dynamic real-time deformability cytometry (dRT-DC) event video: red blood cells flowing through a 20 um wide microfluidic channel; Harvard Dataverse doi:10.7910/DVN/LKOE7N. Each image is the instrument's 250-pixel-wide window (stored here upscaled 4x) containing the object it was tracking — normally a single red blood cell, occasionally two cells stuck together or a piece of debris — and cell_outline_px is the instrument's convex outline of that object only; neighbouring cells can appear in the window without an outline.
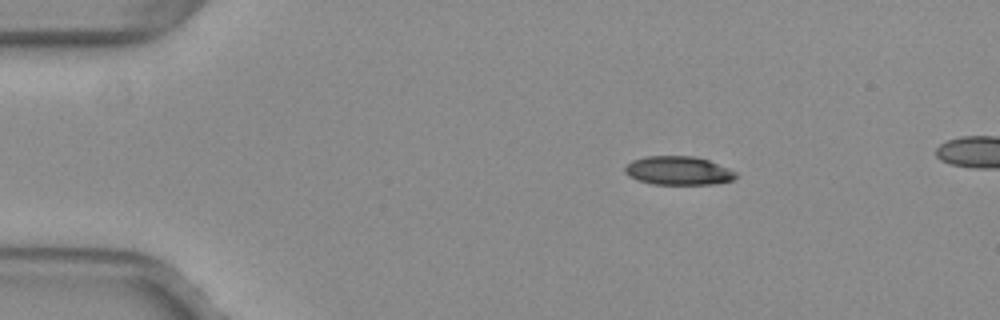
{"species": "common noctule bat (a hibernating species)", "species_latin": "Nyctalus noctula", "temperature_condition": "warm", "stored_images_in_passage": 50, "camera_frame_rate_fps": 3000, "um_per_image_px": 0.085, "animal": {"sex": "female", "body_mass_g": 29.2, "forearm_length_mm": 56.3}, "frame": {"image": 1, "passage_image": 8, "time_ms": 2.333, "image_size_px": [1000, 320], "cell_outline_px": [[736, 176], [732, 180], [712, 184], [652, 184], [636, 180], [628, 176], [624, 172], [624, 168], [632, 160], [648, 156], [696, 156], [708, 160], [728, 168], [736, 172]], "centroid_in_image_um": [57.62, 14.5], "position_along_channel_um": 27.4, "area_um2": 18.5}}
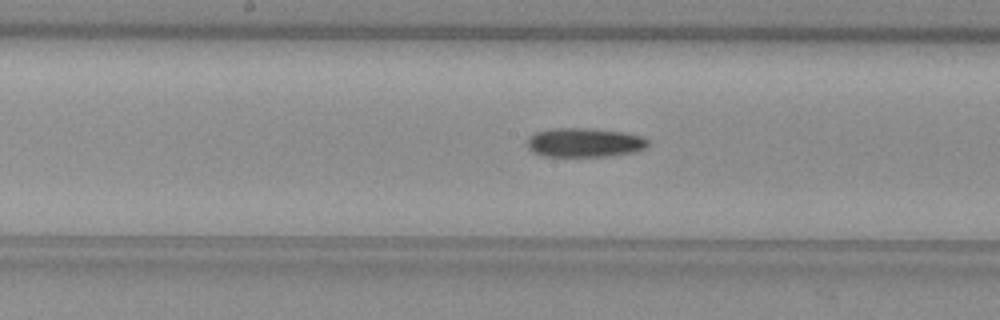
{"frame": {"image": 2, "passage_image": 26, "time_ms": 8.333, "image_size_px": [1000, 320], "cell_outline_px": [[648, 144], [644, 148], [632, 152], [612, 156], [540, 156], [532, 152], [528, 148], [528, 136], [536, 132], [548, 128], [588, 128], [624, 132], [640, 136], [648, 140]], "centroid_in_image_um": [49.63, 12.11], "position_along_channel_um": 198.6, "area_um2": 20.58}}
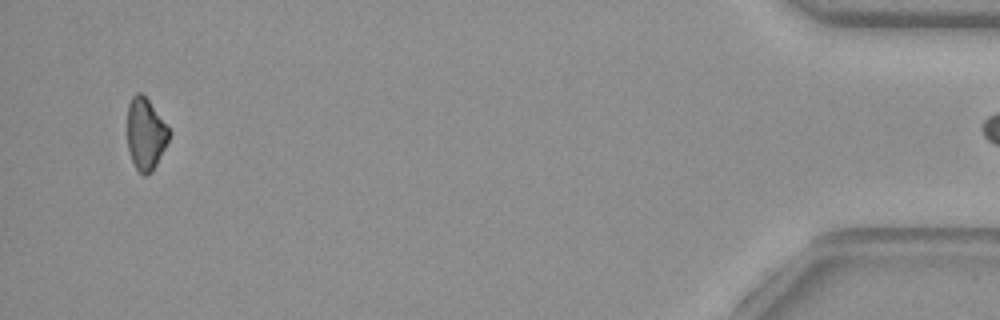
{"frame": {"image": 3, "passage_image": 49, "time_ms": 16.0, "image_size_px": [1000, 320], "cell_outline_px": [[172, 132], [152, 172], [144, 176], [136, 168], [132, 160], [128, 148], [128, 104], [132, 96], [136, 92], [140, 92], [148, 100]], "centroid_in_image_um": [12.37, 11.38], "position_along_channel_um": 422.8, "area_um2": 17.22}}